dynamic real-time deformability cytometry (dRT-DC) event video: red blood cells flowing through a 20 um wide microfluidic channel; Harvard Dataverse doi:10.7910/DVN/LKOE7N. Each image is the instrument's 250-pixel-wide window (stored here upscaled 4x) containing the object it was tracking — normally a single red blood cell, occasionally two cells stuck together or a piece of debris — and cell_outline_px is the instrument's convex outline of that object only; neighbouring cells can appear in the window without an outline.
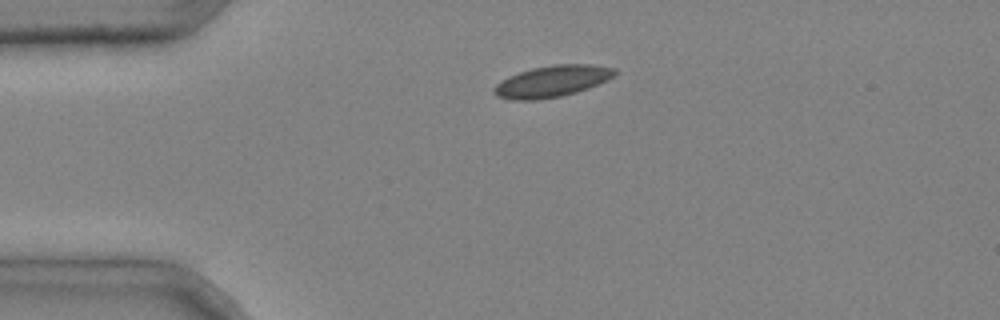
{"species": "common noctule bat (a hibernating species)", "species_latin": "Nyctalus noctula", "temperature_condition": "cold", "stored_images_in_passage": 4, "camera_frame_rate_fps": 3000, "um_per_image_px": 0.085, "animal": {"sex": "male", "body_mass_g": 20.4}, "frame": {"image": 1, "passage_image": 4, "time_ms": 1.0, "image_size_px": [1000, 320], "cell_outline_px": [[616, 72], [608, 80], [588, 88], [576, 92], [560, 96], [536, 100], [512, 100], [496, 96], [492, 92], [492, 88], [500, 80], [508, 76], [532, 68], [552, 64], [592, 64], [616, 68]], "centroid_in_image_um": [46.89, 6.9], "position_along_channel_um": 38.1, "area_um2": 22.25}}